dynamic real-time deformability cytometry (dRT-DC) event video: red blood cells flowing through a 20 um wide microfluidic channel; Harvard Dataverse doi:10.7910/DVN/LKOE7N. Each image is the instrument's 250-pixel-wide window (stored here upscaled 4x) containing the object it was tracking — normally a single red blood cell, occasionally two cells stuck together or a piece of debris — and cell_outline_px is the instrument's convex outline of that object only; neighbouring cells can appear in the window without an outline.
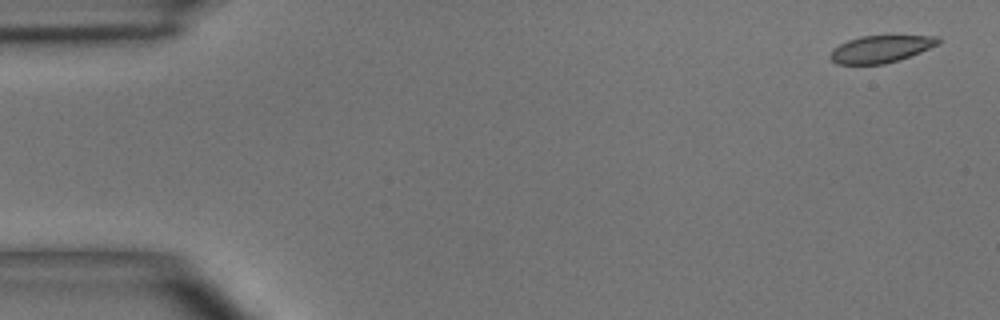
{"species": "common noctule bat (a hibernating species)", "species_latin": "Nyctalus noctula", "temperature_condition": "room temperature", "stored_images_in_passage": 4, "camera_frame_rate_fps": 3000, "um_per_image_px": 0.085, "animal": {"sex": "male", "body_mass_g": 15.6}, "frame": {"image": 1, "passage_image": 1, "time_ms": 0.0, "image_size_px": [1000, 320], "cell_outline_px": [[940, 44], [900, 60], [884, 64], [836, 64], [828, 56], [832, 48], [848, 40], [860, 36], [940, 36]], "centroid_in_image_um": [74.85, 4.17], "position_along_channel_um": 10.1, "area_um2": 17.17}}
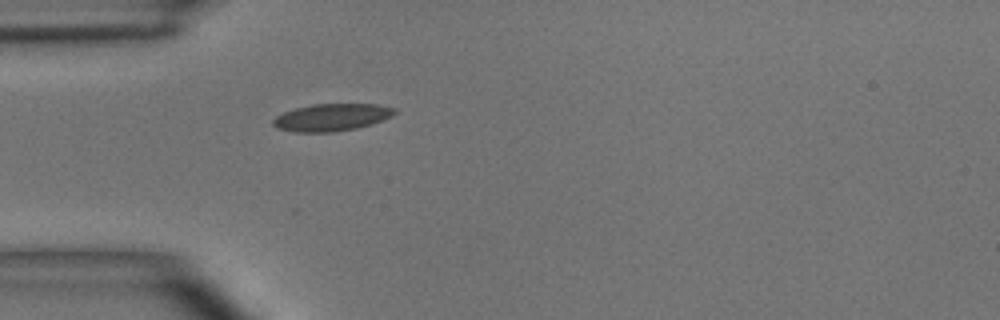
{"frame": {"image": 2, "passage_image": 4, "time_ms": 4.333, "image_size_px": [1000, 320], "cell_outline_px": [[396, 112], [392, 116], [356, 128], [332, 132], [296, 132], [276, 128], [272, 124], [272, 120], [276, 116], [284, 112], [296, 108], [312, 104], [376, 104], [396, 108]], "centroid_in_image_um": [28.15, 9.97], "position_along_channel_um": 56.8, "area_um2": 19.13}}